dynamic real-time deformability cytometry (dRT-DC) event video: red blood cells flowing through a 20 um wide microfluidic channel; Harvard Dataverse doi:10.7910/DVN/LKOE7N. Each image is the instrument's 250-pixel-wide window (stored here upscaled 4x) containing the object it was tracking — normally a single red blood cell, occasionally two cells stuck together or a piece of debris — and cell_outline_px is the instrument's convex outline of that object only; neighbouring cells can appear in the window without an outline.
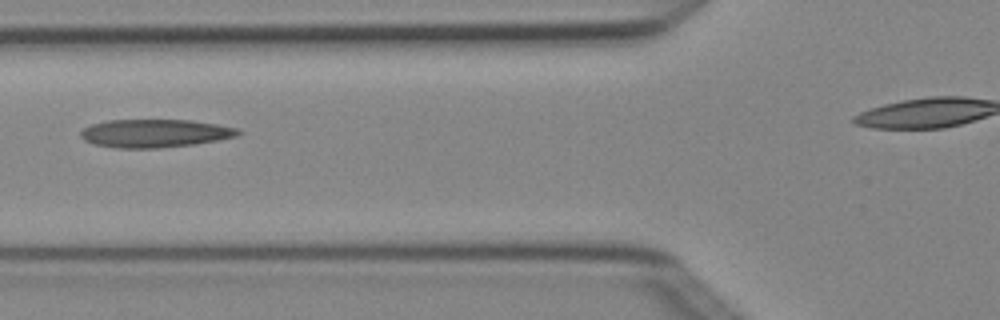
{"species": "Egyptian fruit bat (a non-hibernating species)", "species_latin": "Rousettus aegyptiacus", "temperature_condition": "cold", "stored_images_in_passage": 3, "camera_frame_rate_fps": 3000, "um_per_image_px": 0.085, "animal": {"sex": "female"}, "frame": {"image": 1, "passage_image": 2, "time_ms": 0.333, "image_size_px": [1000, 320], "cell_outline_px": [[244, 132], [236, 136], [196, 144], [156, 148], [116, 148], [92, 144], [84, 140], [80, 136], [80, 132], [84, 128], [92, 124], [108, 120], [192, 120], [240, 128]], "centroid_in_image_um": [13.17, 11.33], "position_along_channel_um": 112.6, "area_um2": 25.95}}
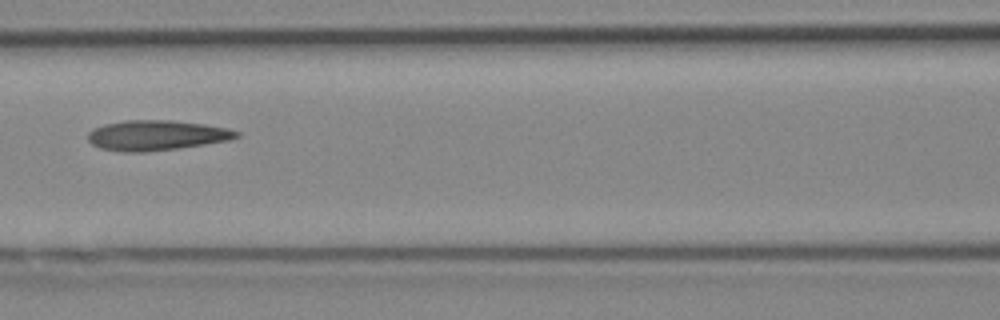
{"frame": {"image": 2, "passage_image": 3, "time_ms": 0.667, "image_size_px": [1000, 320], "cell_outline_px": [[240, 136], [228, 140], [204, 144], [176, 148], [144, 152], [124, 152], [100, 148], [92, 144], [88, 140], [88, 132], [92, 128], [104, 124], [124, 120], [172, 120], [204, 124], [228, 128], [240, 132]], "centroid_in_image_um": [13.27, 11.49], "position_along_channel_um": 153.3, "area_um2": 26.07}}